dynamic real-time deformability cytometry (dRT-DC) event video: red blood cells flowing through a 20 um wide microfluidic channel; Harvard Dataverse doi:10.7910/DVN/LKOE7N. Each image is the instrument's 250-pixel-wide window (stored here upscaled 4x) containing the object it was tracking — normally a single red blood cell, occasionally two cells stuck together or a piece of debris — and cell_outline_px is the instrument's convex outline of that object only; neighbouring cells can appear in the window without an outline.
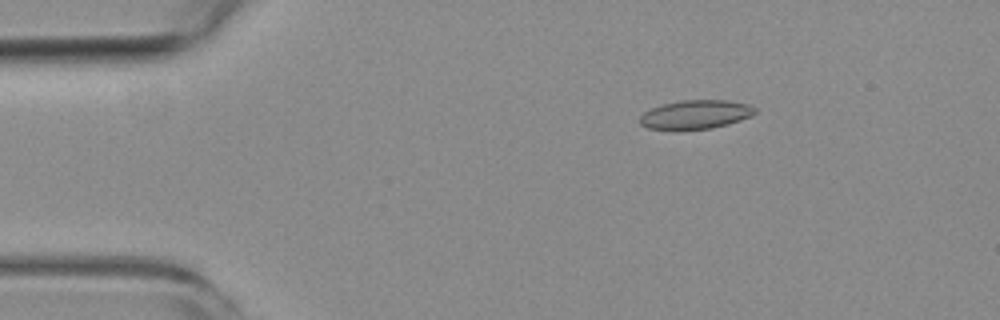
{"species": "common noctule bat (a hibernating species)", "species_latin": "Nyctalus noctula", "temperature_condition": "room temperature", "stored_images_in_passage": 4, "camera_frame_rate_fps": 3000, "um_per_image_px": 0.085, "animal": {"sex": "female", "body_mass_g": 19.3, "forearm_length_mm": 54.1}, "frame": {"image": 1, "passage_image": 3, "time_ms": 2.333, "image_size_px": [1000, 320], "cell_outline_px": [[756, 112], [752, 116], [728, 124], [712, 128], [648, 128], [640, 124], [640, 116], [644, 112], [652, 108], [664, 104], [680, 100], [728, 100], [748, 104], [756, 108]], "centroid_in_image_um": [59.17, 9.71], "position_along_channel_um": 25.8, "area_um2": 18.96}}